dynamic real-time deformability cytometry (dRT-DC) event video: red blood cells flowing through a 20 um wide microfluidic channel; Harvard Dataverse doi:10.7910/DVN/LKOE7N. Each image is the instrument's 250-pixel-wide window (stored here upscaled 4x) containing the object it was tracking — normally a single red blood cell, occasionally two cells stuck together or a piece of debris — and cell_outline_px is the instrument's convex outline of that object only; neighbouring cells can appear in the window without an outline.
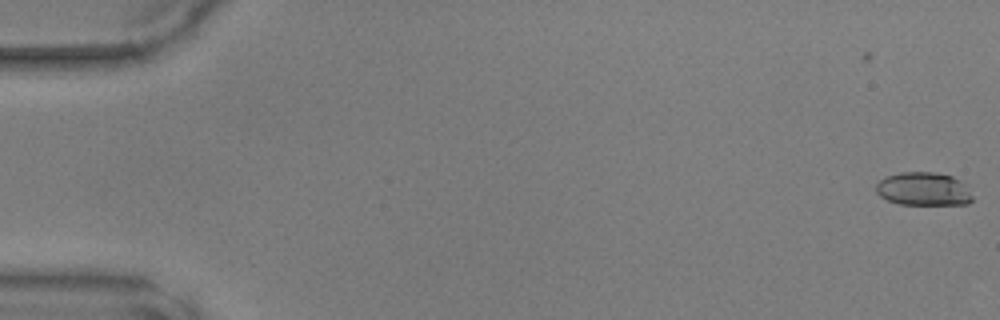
{"species": "common noctule bat (a hibernating species)", "species_latin": "Nyctalus noctula", "temperature_condition": "warm", "stored_images_in_passage": 50, "camera_frame_rate_fps": 3000, "um_per_image_px": 0.085, "animal": {"sex": "male", "body_mass_g": 17.9, "forearm_length_mm": 54.2}, "frame": {"image": 1, "passage_image": 1, "time_ms": 0.0, "image_size_px": [1000, 320], "cell_outline_px": [[972, 200], [968, 204], [900, 204], [888, 200], [880, 196], [876, 192], [876, 184], [884, 176], [900, 172], [936, 172], [952, 176], [968, 184], [972, 196]], "centroid_in_image_um": [78.52, 16.05], "position_along_channel_um": 6.5, "area_um2": 18.96}}
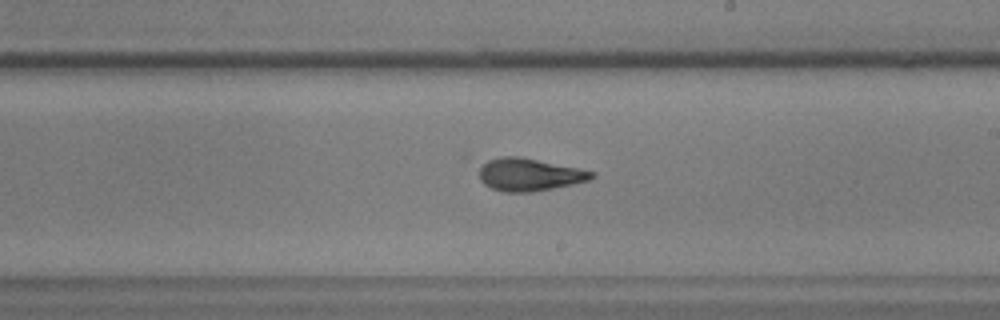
{"frame": {"image": 2, "passage_image": 29, "time_ms": 9.333, "image_size_px": [1000, 320], "cell_outline_px": [[596, 176], [588, 180], [572, 184], [532, 192], [504, 192], [492, 188], [484, 184], [480, 180], [480, 164], [488, 160], [500, 156], [520, 156], [596, 172]], "centroid_in_image_um": [44.96, 14.83], "position_along_channel_um": 244.0, "area_um2": 21.33}}
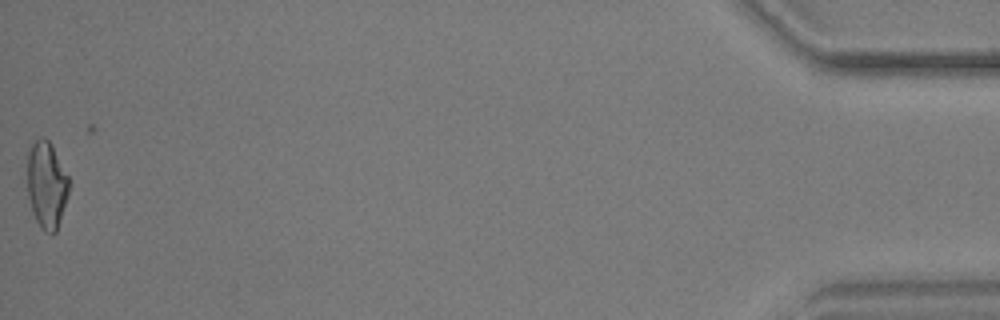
{"frame": {"image": 3, "passage_image": 49, "time_ms": 16.0, "image_size_px": [1000, 320], "cell_outline_px": [[68, 196], [56, 232], [44, 232], [40, 228], [32, 212], [28, 196], [28, 152], [32, 144], [40, 136], [44, 136], [52, 144], [68, 176]], "centroid_in_image_um": [3.96, 15.7], "position_along_channel_um": 431.2, "area_um2": 21.04}}